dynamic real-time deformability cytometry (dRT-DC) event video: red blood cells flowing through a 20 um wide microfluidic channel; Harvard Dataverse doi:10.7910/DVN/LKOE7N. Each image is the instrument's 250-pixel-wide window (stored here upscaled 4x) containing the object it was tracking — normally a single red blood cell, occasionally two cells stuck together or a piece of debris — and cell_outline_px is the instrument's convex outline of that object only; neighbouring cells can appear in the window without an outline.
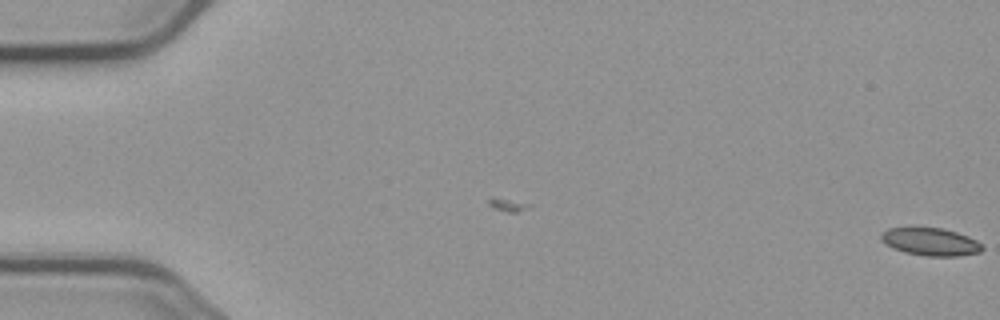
{"species": "common noctule bat (a hibernating species)", "species_latin": "Nyctalus noctula", "temperature_condition": "cold", "stored_images_in_passage": 2, "camera_frame_rate_fps": 3000, "um_per_image_px": 0.085, "animal": {"sex": "male", "body_mass_g": 23.1, "forearm_length_mm": 52.7}, "frame": {"image": 1, "passage_image": 2, "time_ms": 1.0, "image_size_px": [1000, 320], "cell_outline_px": [[984, 248], [980, 252], [960, 256], [924, 256], [904, 252], [892, 248], [880, 240], [880, 232], [888, 228], [912, 224], [944, 228], [968, 236], [976, 240]], "centroid_in_image_um": [79.0, 20.49], "position_along_channel_um": 6.0, "area_um2": 17.22}}